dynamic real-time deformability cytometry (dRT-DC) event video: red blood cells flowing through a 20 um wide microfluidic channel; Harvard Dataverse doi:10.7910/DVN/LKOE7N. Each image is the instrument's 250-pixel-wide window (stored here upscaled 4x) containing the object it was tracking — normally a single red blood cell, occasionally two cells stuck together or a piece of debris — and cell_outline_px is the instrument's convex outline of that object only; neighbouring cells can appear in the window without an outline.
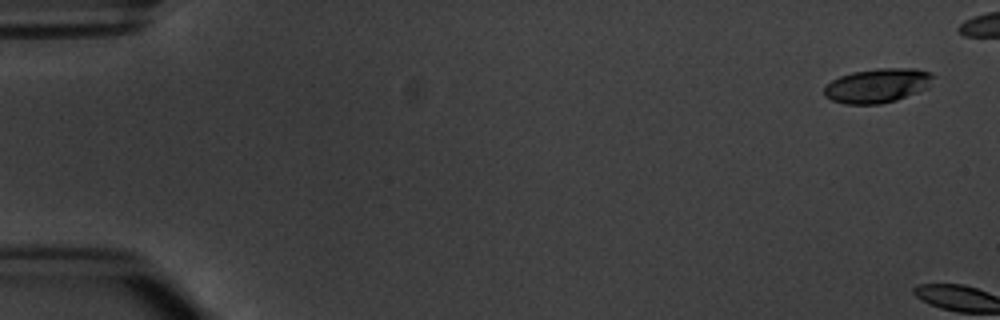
{"species": "common noctule bat (a hibernating species)", "species_latin": "Nyctalus noctula", "temperature_condition": "warm", "stored_images_in_passage": 10, "camera_frame_rate_fps": 3000, "um_per_image_px": 0.085, "animal": {"sex": "male", "body_mass_g": 20.1, "forearm_length_mm": 53.5}, "frame": {"image": 1, "passage_image": 1, "time_ms": 0.0, "image_size_px": [1000, 320], "cell_outline_px": [[936, 76], [928, 88], [896, 100], [880, 104], [844, 104], [832, 100], [824, 96], [824, 88], [832, 80], [840, 76], [852, 72], [876, 68], [916, 68], [932, 72]], "centroid_in_image_um": [74.62, 7.26], "position_along_channel_um": 10.4, "area_um2": 22.02}}